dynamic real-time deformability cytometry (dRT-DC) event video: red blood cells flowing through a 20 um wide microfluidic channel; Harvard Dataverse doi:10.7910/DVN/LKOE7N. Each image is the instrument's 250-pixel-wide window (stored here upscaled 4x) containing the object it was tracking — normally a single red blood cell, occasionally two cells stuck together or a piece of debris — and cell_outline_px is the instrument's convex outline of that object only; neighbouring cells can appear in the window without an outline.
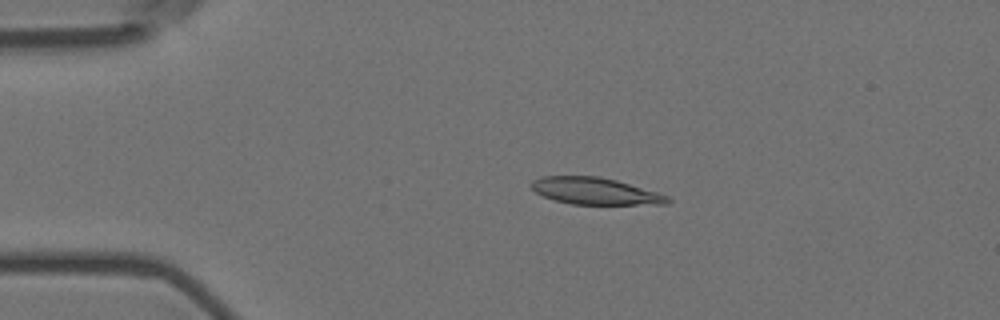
{"species": "Egyptian fruit bat (a non-hibernating species)", "species_latin": "Rousettus aegyptiacus", "temperature_condition": "room temperature", "stored_images_in_passage": 6, "camera_frame_rate_fps": 3000, "um_per_image_px": 0.085, "animal": {"sex": "female"}, "frame": {"image": 1, "passage_image": 3, "time_ms": 0.667, "image_size_px": [1000, 320], "cell_outline_px": [[672, 200], [668, 204], [572, 204], [556, 200], [544, 196], [536, 192], [528, 184], [532, 180], [540, 176], [600, 176], [616, 180], [656, 192], [668, 196]], "centroid_in_image_um": [50.56, 16.23], "position_along_channel_um": 34.4, "area_um2": 21.21}}
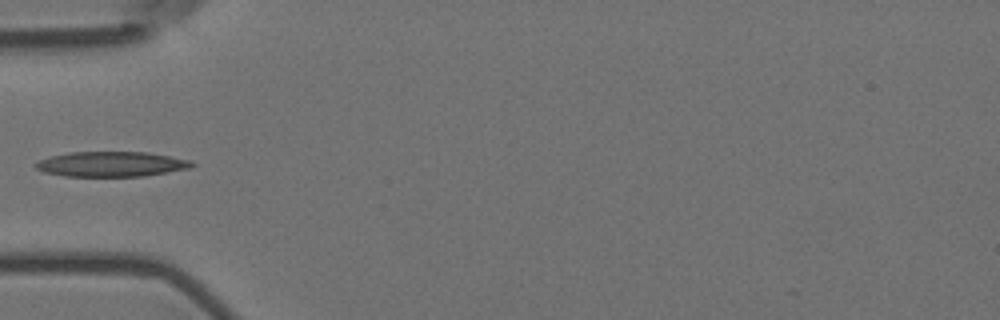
{"frame": {"image": 2, "passage_image": 5, "time_ms": 1.333, "image_size_px": [1000, 320], "cell_outline_px": [[196, 164], [192, 168], [144, 176], [64, 176], [44, 172], [36, 168], [32, 164], [40, 160], [52, 156], [68, 152], [148, 152], [192, 160]], "centroid_in_image_um": [9.5, 13.95], "position_along_channel_um": 75.5, "area_um2": 22.95}}